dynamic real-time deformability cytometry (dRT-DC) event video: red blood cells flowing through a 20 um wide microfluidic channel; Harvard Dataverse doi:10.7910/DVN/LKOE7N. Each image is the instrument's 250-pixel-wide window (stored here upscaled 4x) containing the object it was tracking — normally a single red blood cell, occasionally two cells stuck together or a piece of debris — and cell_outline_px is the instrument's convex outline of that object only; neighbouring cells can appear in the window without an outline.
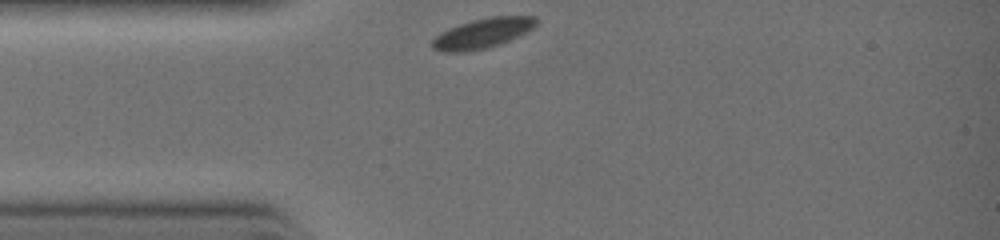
{"species": "common noctule bat (a hibernating species)", "species_latin": "Nyctalus noctula", "temperature_condition": "warm", "stored_images_in_passage": 21, "camera_frame_rate_fps": 3000, "um_per_image_px": 0.085, "animal": {"sex": "female", "body_mass_g": 19.0, "forearm_length_mm": 51.5}, "frame": {"image": 1, "passage_image": 1, "time_ms": 0.0, "image_size_px": [1000, 240], "cell_outline_px": [[536, 24], [532, 28], [500, 44], [484, 48], [464, 52], [444, 52], [432, 48], [432, 40], [440, 32], [448, 28], [472, 20], [492, 16], [536, 16]], "centroid_in_image_um": [40.97, 2.82], "position_along_channel_um": 44.0, "area_um2": 17.8}}
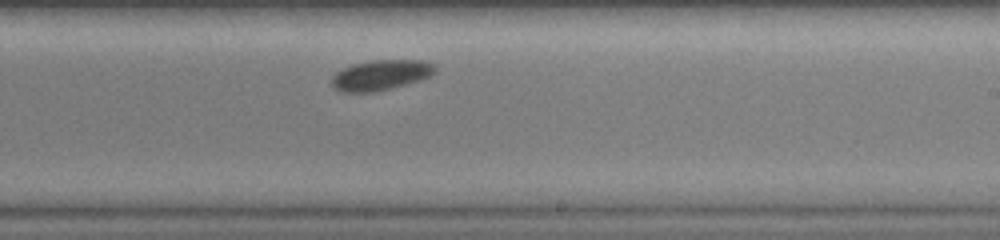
{"frame": {"image": 2, "passage_image": 13, "time_ms": 4.0, "image_size_px": [1000, 240], "cell_outline_px": [[436, 72], [420, 80], [392, 88], [376, 92], [344, 92], [332, 88], [332, 76], [336, 72], [352, 64], [368, 60], [424, 60], [436, 64]], "centroid_in_image_um": [32.37, 6.37], "position_along_channel_um": 256.6, "area_um2": 18.44}}
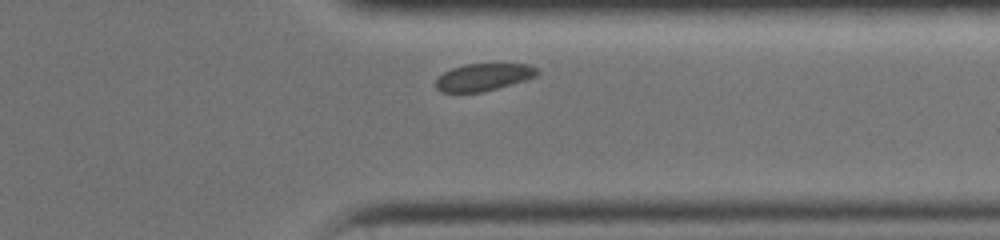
{"frame": {"image": 3, "passage_image": 19, "time_ms": 6.0, "image_size_px": [1000, 240], "cell_outline_px": [[540, 72], [536, 76], [512, 84], [480, 92], [440, 92], [436, 88], [436, 80], [444, 72], [452, 68], [464, 64], [528, 64], [540, 68]], "centroid_in_image_um": [41.12, 6.54], "position_along_channel_um": 370.3, "area_um2": 16.07}}